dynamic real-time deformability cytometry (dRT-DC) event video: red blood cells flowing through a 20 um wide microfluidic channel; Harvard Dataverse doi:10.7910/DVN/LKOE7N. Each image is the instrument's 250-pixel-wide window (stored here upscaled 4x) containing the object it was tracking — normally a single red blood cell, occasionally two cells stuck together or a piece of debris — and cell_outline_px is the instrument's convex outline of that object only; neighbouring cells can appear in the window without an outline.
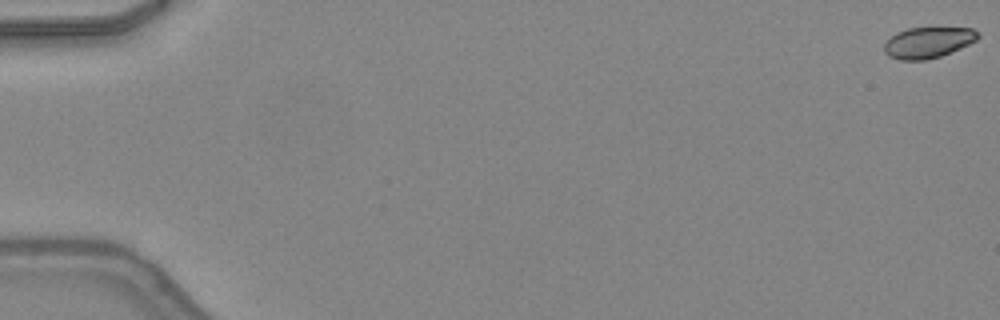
{"species": "common noctule bat (a hibernating species)", "species_latin": "Nyctalus noctula", "temperature_condition": "warm", "stored_images_in_passage": 7, "camera_frame_rate_fps": 3000, "um_per_image_px": 0.085, "animal": {"sex": "female", "body_mass_g": 24.6, "forearm_length_mm": 56.2}, "frame": {"image": 1, "passage_image": 1, "time_ms": 0.0, "image_size_px": [1000, 320], "cell_outline_px": [[980, 36], [976, 40], [960, 48], [940, 56], [924, 60], [900, 60], [888, 56], [884, 52], [884, 44], [896, 32], [908, 28], [972, 28], [980, 32]], "centroid_in_image_um": [78.88, 3.61], "position_along_channel_um": 6.1, "area_um2": 16.82}}